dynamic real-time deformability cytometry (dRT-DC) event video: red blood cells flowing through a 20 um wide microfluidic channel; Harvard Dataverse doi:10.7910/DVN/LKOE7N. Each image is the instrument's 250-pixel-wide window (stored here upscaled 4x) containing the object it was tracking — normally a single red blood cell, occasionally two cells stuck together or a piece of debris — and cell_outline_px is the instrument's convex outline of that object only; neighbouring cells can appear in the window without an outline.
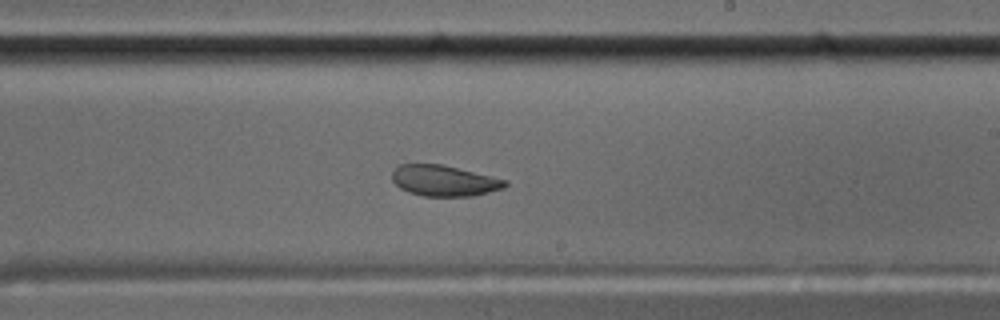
{"species": "common noctule bat (a hibernating species)", "species_latin": "Nyctalus noctula", "temperature_condition": "cold", "stored_images_in_passage": 57, "camera_frame_rate_fps": 3000, "um_per_image_px": 0.085, "animal": {"sex": "male", "body_mass_g": 17.5, "forearm_length_mm": 52.3}, "frame": {"image": 1, "passage_image": 33, "time_ms": 10.667, "image_size_px": [1000, 320], "cell_outline_px": [[508, 184], [504, 188], [472, 196], [424, 196], [408, 192], [400, 188], [392, 180], [392, 172], [400, 164], [440, 164], [508, 180]], "centroid_in_image_um": [37.74, 15.36], "position_along_channel_um": 251.3, "area_um2": 20.17}, "authors_computed_cell_mechanics": {"area_um2": 21.4438, "velocity_mm_per_s": 3.5696, "shape_relaxation_time_tau1_ms": null, "shape_relaxation_time_tau2_ms": 2.3637, "deformation_change_tau1": null, "deformation_change_tau2": 0.0778}}